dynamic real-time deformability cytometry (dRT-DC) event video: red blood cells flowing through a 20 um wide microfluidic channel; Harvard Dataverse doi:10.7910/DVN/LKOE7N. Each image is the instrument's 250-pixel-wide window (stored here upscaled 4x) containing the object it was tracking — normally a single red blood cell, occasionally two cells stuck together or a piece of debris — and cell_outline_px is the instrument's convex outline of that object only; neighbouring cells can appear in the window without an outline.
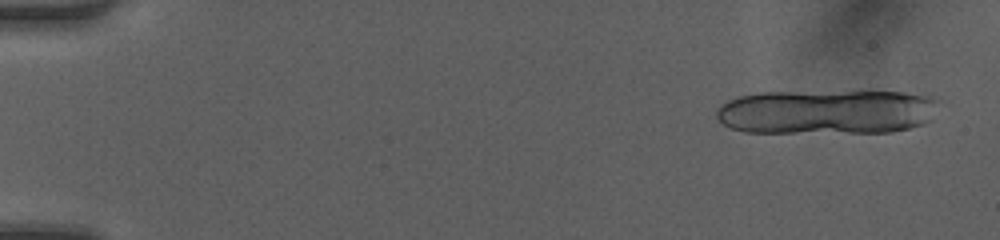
{"species": "human", "species_latin": "Homo sapiens", "temperature_condition": "room temperature", "stored_images_in_passage": 15, "camera_frame_rate_fps": 3000, "um_per_image_px": 0.085, "donor": {"sex": "female"}, "frame": {"image": 1, "passage_image": 2, "time_ms": 0.333, "image_size_px": [1000, 240], "cell_outline_px": [[940, 100], [932, 120], [924, 124], [892, 132], [744, 132], [732, 128], [724, 124], [716, 116], [716, 108], [720, 104], [728, 100], [740, 96], [760, 92], [932, 92]], "centroid_in_image_um": [70.38, 9.49], "position_along_channel_um": 14.6, "area_um2": 58.72}}